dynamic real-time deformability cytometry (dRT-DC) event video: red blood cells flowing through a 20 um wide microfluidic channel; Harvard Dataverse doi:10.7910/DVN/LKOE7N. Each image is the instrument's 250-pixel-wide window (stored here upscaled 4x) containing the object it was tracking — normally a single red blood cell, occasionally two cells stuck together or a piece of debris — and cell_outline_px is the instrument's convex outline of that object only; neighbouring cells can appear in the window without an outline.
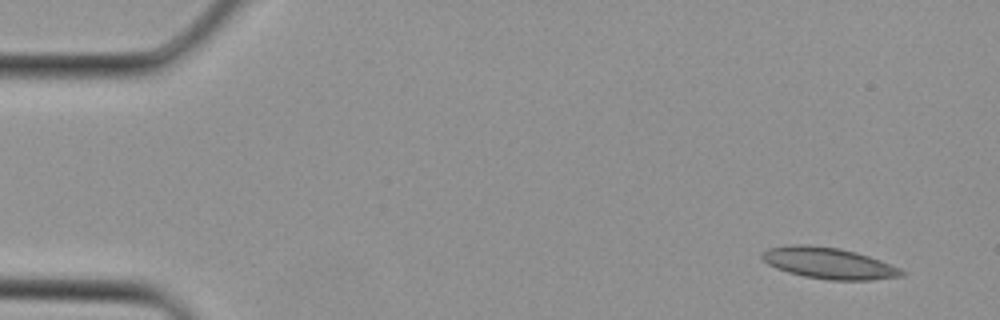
{"species": "Egyptian fruit bat (a non-hibernating species)", "species_latin": "Rousettus aegyptiacus", "temperature_condition": "cold", "stored_images_in_passage": 3, "camera_frame_rate_fps": 3000, "um_per_image_px": 0.085, "animal": {"sex": "female"}, "frame": {"image": 1, "passage_image": 1, "time_ms": 0.0, "image_size_px": [1000, 320], "cell_outline_px": [[904, 276], [872, 280], [828, 280], [804, 276], [788, 272], [776, 268], [768, 264], [760, 256], [760, 252], [768, 248], [792, 244], [804, 244], [840, 248], [856, 252], [880, 260], [900, 268], [904, 272]], "centroid_in_image_um": [70.42, 22.36], "position_along_channel_um": 14.6, "area_um2": 25.49}}
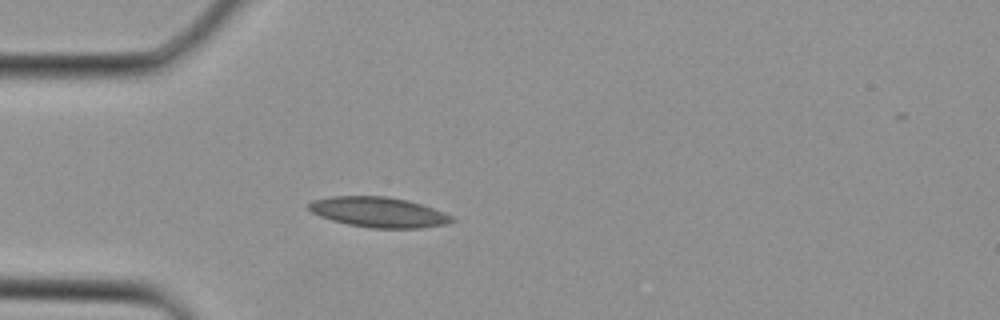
{"frame": {"image": 2, "passage_image": 3, "time_ms": 0.667, "image_size_px": [1000, 320], "cell_outline_px": [[456, 220], [448, 224], [420, 228], [372, 228], [348, 224], [332, 220], [320, 216], [304, 208], [312, 200], [332, 196], [388, 196], [408, 200], [444, 212], [452, 216]], "centroid_in_image_um": [32.17, 18.03], "position_along_channel_um": 52.8, "area_um2": 25.32}}